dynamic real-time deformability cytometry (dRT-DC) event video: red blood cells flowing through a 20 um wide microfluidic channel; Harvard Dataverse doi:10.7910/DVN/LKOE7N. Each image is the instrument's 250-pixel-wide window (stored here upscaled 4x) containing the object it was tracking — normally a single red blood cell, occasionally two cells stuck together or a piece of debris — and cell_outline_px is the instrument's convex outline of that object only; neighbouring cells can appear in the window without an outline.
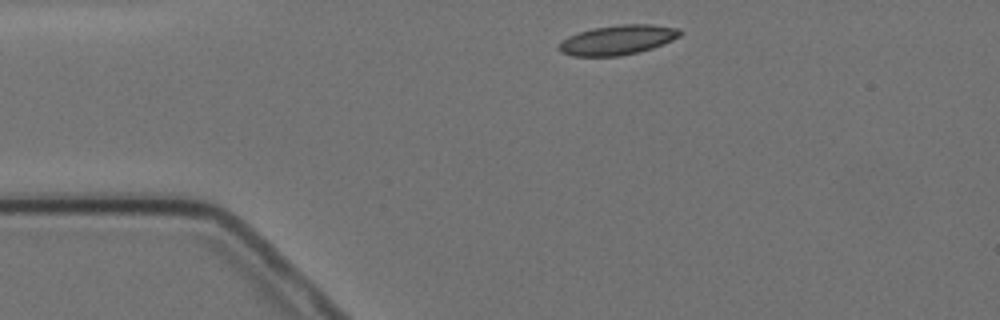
{"species": "Egyptian fruit bat (a non-hibernating species)", "species_latin": "Rousettus aegyptiacus", "temperature_condition": "cold", "stored_images_in_passage": 2, "camera_frame_rate_fps": 3000, "um_per_image_px": 0.085, "animal": {"sex": "female"}, "frame": {"image": 1, "passage_image": 1, "time_ms": 0.0, "image_size_px": [1000, 320], "cell_outline_px": [[684, 32], [680, 36], [672, 40], [652, 48], [620, 56], [572, 56], [560, 52], [560, 40], [568, 36], [592, 28], [620, 24], [652, 24], [680, 28]], "centroid_in_image_um": [52.52, 3.38], "position_along_channel_um": 32.5, "area_um2": 20.98}}